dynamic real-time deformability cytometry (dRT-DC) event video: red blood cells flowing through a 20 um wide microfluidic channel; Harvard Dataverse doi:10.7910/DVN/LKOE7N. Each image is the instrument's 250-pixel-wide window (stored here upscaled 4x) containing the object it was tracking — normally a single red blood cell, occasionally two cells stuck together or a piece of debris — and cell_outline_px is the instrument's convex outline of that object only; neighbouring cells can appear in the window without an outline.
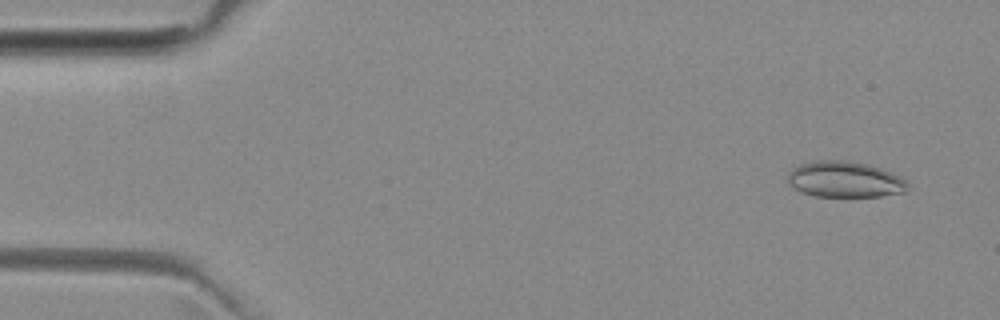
{"species": "common noctule bat (a hibernating species)", "species_latin": "Nyctalus noctula", "temperature_condition": "room temperature", "stored_images_in_passage": 52, "segment_of_instrument_passage": [1, 2], "camera_frame_rate_fps": 3000, "um_per_image_px": 0.085, "animal": {"sex": "female", "body_mass_g": 29.2, "forearm_length_mm": 56.3}, "frame": {"image": 1, "passage_image": 3, "time_ms": 0.667, "image_size_px": [1000, 320], "cell_outline_px": [[908, 188], [904, 192], [880, 196], [816, 196], [800, 192], [788, 184], [788, 172], [792, 168], [800, 164], [812, 160], [848, 160], [868, 164], [880, 168], [900, 176], [908, 184]], "centroid_in_image_um": [71.76, 15.24], "position_along_channel_um": 13.2, "area_um2": 25.26}}
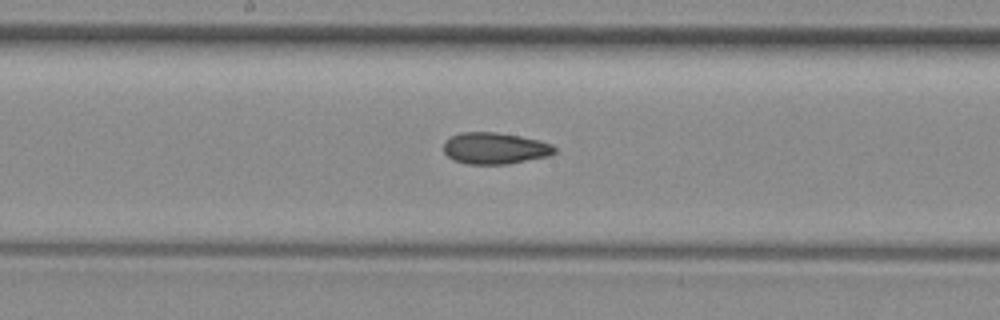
{"frame": {"image": 2, "passage_image": 26, "time_ms": 8.333, "image_size_px": [1000, 320], "cell_outline_px": [[556, 152], [548, 156], [508, 164], [464, 164], [452, 160], [444, 152], [444, 140], [460, 132], [496, 132], [520, 136], [552, 144], [556, 148]], "centroid_in_image_um": [42.03, 12.61], "position_along_channel_um": 206.2, "area_um2": 20.46}}
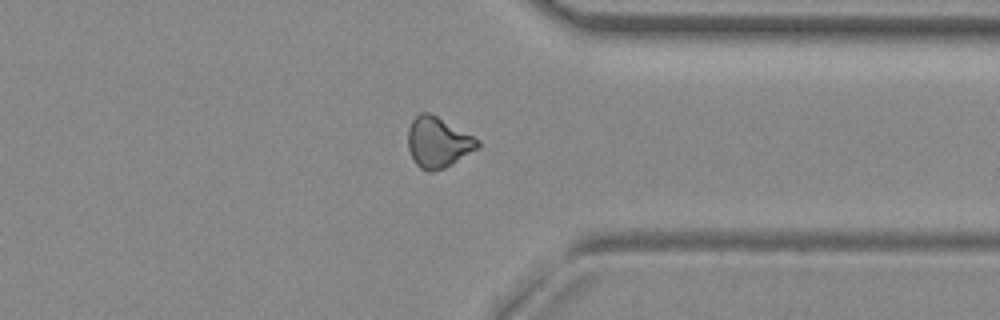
{"frame": {"image": 3, "passage_image": 39, "time_ms": 12.667, "image_size_px": [1000, 320], "cell_outline_px": [[480, 148], [452, 164], [444, 168], [432, 172], [428, 172], [420, 168], [416, 164], [408, 148], [408, 128], [412, 120], [420, 112], [428, 112], [436, 116], [480, 140]], "centroid_in_image_um": [37.23, 12.12], "position_along_channel_um": 374.2, "area_um2": 20.46}}